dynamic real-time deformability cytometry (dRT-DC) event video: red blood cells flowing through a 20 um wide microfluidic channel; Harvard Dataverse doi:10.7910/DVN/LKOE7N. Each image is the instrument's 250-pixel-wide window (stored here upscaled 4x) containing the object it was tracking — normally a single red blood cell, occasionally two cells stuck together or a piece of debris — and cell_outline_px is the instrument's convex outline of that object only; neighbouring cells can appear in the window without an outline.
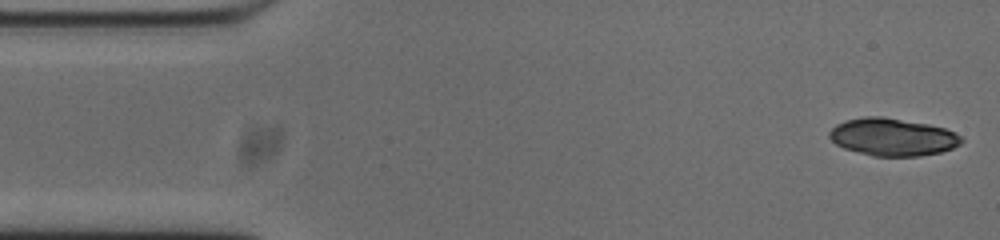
{"species": "common noctule bat (a hibernating species)", "species_latin": "Nyctalus noctula", "temperature_condition": "cold", "stored_images_in_passage": 51, "camera_frame_rate_fps": 3000, "um_per_image_px": 0.085, "animal": {"sex": "male", "body_mass_g": 20.0, "forearm_length_mm": 53.3}, "frame": {"image": 1, "passage_image": 1, "time_ms": 0.0, "image_size_px": [1000, 240], "cell_outline_px": [[964, 140], [960, 144], [952, 148], [940, 152], [920, 156], [872, 156], [844, 148], [836, 144], [828, 136], [828, 132], [836, 124], [844, 120], [864, 116], [880, 116], [928, 124], [944, 128], [960, 136]], "centroid_in_image_um": [75.83, 11.64], "position_along_channel_um": 9.2, "area_um2": 28.84}}
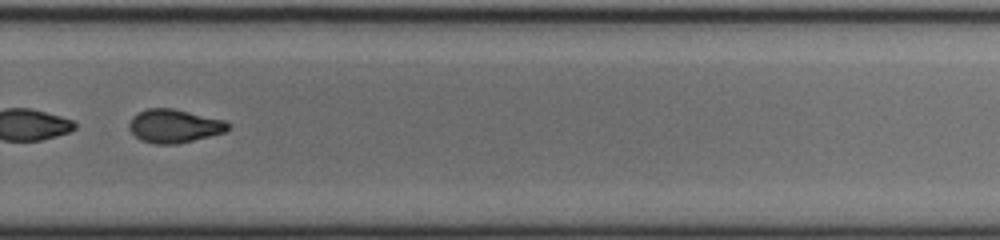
{"frame": {"image": 2, "passage_image": 34, "time_ms": 11.0, "image_size_px": [1000, 240], "cell_outline_px": [[232, 124], [224, 132], [176, 144], [152, 144], [140, 140], [128, 128], [128, 124], [132, 116], [136, 112], [148, 108], [172, 108], [224, 120]], "centroid_in_image_um": [14.76, 10.7], "position_along_channel_um": 315.0, "area_um2": 19.25}, "authors_computed_cell_mechanics": {"area_um2": 28.7266, "velocity_mm_per_s": 3.7965, "shape_relaxation_time_tau1_ms": null, "shape_relaxation_time_tau2_ms": 3.3828, "deformation_change_tau1": null, "deformation_change_tau2": 0.0868}}